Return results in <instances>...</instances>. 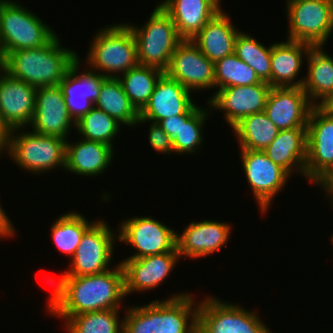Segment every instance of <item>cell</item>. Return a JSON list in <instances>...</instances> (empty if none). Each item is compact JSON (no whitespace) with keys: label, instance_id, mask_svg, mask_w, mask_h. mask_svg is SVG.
I'll use <instances>...</instances> for the list:
<instances>
[{"label":"cell","instance_id":"1","mask_svg":"<svg viewBox=\"0 0 333 333\" xmlns=\"http://www.w3.org/2000/svg\"><path fill=\"white\" fill-rule=\"evenodd\" d=\"M55 285L47 302L49 316L60 317L65 322L74 315L107 309H121L126 297L124 270L121 262L100 274L84 276L49 277Z\"/></svg>","mask_w":333,"mask_h":333},{"label":"cell","instance_id":"2","mask_svg":"<svg viewBox=\"0 0 333 333\" xmlns=\"http://www.w3.org/2000/svg\"><path fill=\"white\" fill-rule=\"evenodd\" d=\"M179 292L164 300L130 306L123 316V333H197L198 301Z\"/></svg>","mask_w":333,"mask_h":333},{"label":"cell","instance_id":"3","mask_svg":"<svg viewBox=\"0 0 333 333\" xmlns=\"http://www.w3.org/2000/svg\"><path fill=\"white\" fill-rule=\"evenodd\" d=\"M60 40L56 35L43 47L7 53L0 60V67L36 88L59 85L79 57L75 50L62 47Z\"/></svg>","mask_w":333,"mask_h":333},{"label":"cell","instance_id":"4","mask_svg":"<svg viewBox=\"0 0 333 333\" xmlns=\"http://www.w3.org/2000/svg\"><path fill=\"white\" fill-rule=\"evenodd\" d=\"M93 38L85 57L87 68L106 78H118L138 65L136 41L126 23L106 25Z\"/></svg>","mask_w":333,"mask_h":333},{"label":"cell","instance_id":"5","mask_svg":"<svg viewBox=\"0 0 333 333\" xmlns=\"http://www.w3.org/2000/svg\"><path fill=\"white\" fill-rule=\"evenodd\" d=\"M49 26L17 0H0V60L12 51L48 44L57 35Z\"/></svg>","mask_w":333,"mask_h":333},{"label":"cell","instance_id":"6","mask_svg":"<svg viewBox=\"0 0 333 333\" xmlns=\"http://www.w3.org/2000/svg\"><path fill=\"white\" fill-rule=\"evenodd\" d=\"M126 24L136 41L138 64L165 72L172 54L182 40L170 15L158 3L144 25L137 27L132 23Z\"/></svg>","mask_w":333,"mask_h":333},{"label":"cell","instance_id":"7","mask_svg":"<svg viewBox=\"0 0 333 333\" xmlns=\"http://www.w3.org/2000/svg\"><path fill=\"white\" fill-rule=\"evenodd\" d=\"M23 130L12 129L10 135L9 157L17 166L35 175L60 167L65 169L66 139Z\"/></svg>","mask_w":333,"mask_h":333},{"label":"cell","instance_id":"8","mask_svg":"<svg viewBox=\"0 0 333 333\" xmlns=\"http://www.w3.org/2000/svg\"><path fill=\"white\" fill-rule=\"evenodd\" d=\"M259 317L238 303L206 295L198 305L197 333H273Z\"/></svg>","mask_w":333,"mask_h":333},{"label":"cell","instance_id":"9","mask_svg":"<svg viewBox=\"0 0 333 333\" xmlns=\"http://www.w3.org/2000/svg\"><path fill=\"white\" fill-rule=\"evenodd\" d=\"M288 40L325 46L333 32V0H286Z\"/></svg>","mask_w":333,"mask_h":333},{"label":"cell","instance_id":"10","mask_svg":"<svg viewBox=\"0 0 333 333\" xmlns=\"http://www.w3.org/2000/svg\"><path fill=\"white\" fill-rule=\"evenodd\" d=\"M118 240L136 252L124 259H137L167 252H178L177 232L151 216L122 220L118 226Z\"/></svg>","mask_w":333,"mask_h":333},{"label":"cell","instance_id":"11","mask_svg":"<svg viewBox=\"0 0 333 333\" xmlns=\"http://www.w3.org/2000/svg\"><path fill=\"white\" fill-rule=\"evenodd\" d=\"M105 220H97L83 235L70 265L60 276L100 274L110 269L118 233ZM113 230V231H112ZM114 232V233H113Z\"/></svg>","mask_w":333,"mask_h":333},{"label":"cell","instance_id":"12","mask_svg":"<svg viewBox=\"0 0 333 333\" xmlns=\"http://www.w3.org/2000/svg\"><path fill=\"white\" fill-rule=\"evenodd\" d=\"M242 169L260 213L268 212L274 197L281 192L291 175L273 163L264 151L240 150Z\"/></svg>","mask_w":333,"mask_h":333},{"label":"cell","instance_id":"13","mask_svg":"<svg viewBox=\"0 0 333 333\" xmlns=\"http://www.w3.org/2000/svg\"><path fill=\"white\" fill-rule=\"evenodd\" d=\"M333 163V112L314 106L307 122L305 178L315 182Z\"/></svg>","mask_w":333,"mask_h":333},{"label":"cell","instance_id":"14","mask_svg":"<svg viewBox=\"0 0 333 333\" xmlns=\"http://www.w3.org/2000/svg\"><path fill=\"white\" fill-rule=\"evenodd\" d=\"M164 73L192 93L215 88L214 63L190 39L178 43Z\"/></svg>","mask_w":333,"mask_h":333},{"label":"cell","instance_id":"15","mask_svg":"<svg viewBox=\"0 0 333 333\" xmlns=\"http://www.w3.org/2000/svg\"><path fill=\"white\" fill-rule=\"evenodd\" d=\"M271 88L264 81L254 85L224 87L209 97L207 105L211 111L221 110L223 118L232 128L242 118L264 112Z\"/></svg>","mask_w":333,"mask_h":333},{"label":"cell","instance_id":"16","mask_svg":"<svg viewBox=\"0 0 333 333\" xmlns=\"http://www.w3.org/2000/svg\"><path fill=\"white\" fill-rule=\"evenodd\" d=\"M191 94L193 93L177 80L164 73L158 80L149 102L140 111L137 126L146 122L158 123L160 120L184 113H194L199 106L195 104Z\"/></svg>","mask_w":333,"mask_h":333},{"label":"cell","instance_id":"17","mask_svg":"<svg viewBox=\"0 0 333 333\" xmlns=\"http://www.w3.org/2000/svg\"><path fill=\"white\" fill-rule=\"evenodd\" d=\"M81 58L70 66L63 80L59 83L70 118L77 123L87 114L97 101L106 77L84 68L80 70ZM81 72V73H80Z\"/></svg>","mask_w":333,"mask_h":333},{"label":"cell","instance_id":"18","mask_svg":"<svg viewBox=\"0 0 333 333\" xmlns=\"http://www.w3.org/2000/svg\"><path fill=\"white\" fill-rule=\"evenodd\" d=\"M37 88L13 78L0 67V119L12 130L29 126Z\"/></svg>","mask_w":333,"mask_h":333},{"label":"cell","instance_id":"19","mask_svg":"<svg viewBox=\"0 0 333 333\" xmlns=\"http://www.w3.org/2000/svg\"><path fill=\"white\" fill-rule=\"evenodd\" d=\"M313 107L302 87H272L264 112L279 130L307 128Z\"/></svg>","mask_w":333,"mask_h":333},{"label":"cell","instance_id":"20","mask_svg":"<svg viewBox=\"0 0 333 333\" xmlns=\"http://www.w3.org/2000/svg\"><path fill=\"white\" fill-rule=\"evenodd\" d=\"M180 260L178 252H167L137 259H123L125 295L160 287Z\"/></svg>","mask_w":333,"mask_h":333},{"label":"cell","instance_id":"21","mask_svg":"<svg viewBox=\"0 0 333 333\" xmlns=\"http://www.w3.org/2000/svg\"><path fill=\"white\" fill-rule=\"evenodd\" d=\"M29 126L35 133L67 140L71 128L75 129V123L68 114L59 85L37 88L35 111Z\"/></svg>","mask_w":333,"mask_h":333},{"label":"cell","instance_id":"22","mask_svg":"<svg viewBox=\"0 0 333 333\" xmlns=\"http://www.w3.org/2000/svg\"><path fill=\"white\" fill-rule=\"evenodd\" d=\"M233 227L230 223L214 220L191 222L183 232L177 233V250L180 258L194 260L210 256L226 245Z\"/></svg>","mask_w":333,"mask_h":333},{"label":"cell","instance_id":"23","mask_svg":"<svg viewBox=\"0 0 333 333\" xmlns=\"http://www.w3.org/2000/svg\"><path fill=\"white\" fill-rule=\"evenodd\" d=\"M113 154L114 148L102 142L83 138L72 142L67 139L64 171L85 177L98 176L111 165Z\"/></svg>","mask_w":333,"mask_h":333},{"label":"cell","instance_id":"24","mask_svg":"<svg viewBox=\"0 0 333 333\" xmlns=\"http://www.w3.org/2000/svg\"><path fill=\"white\" fill-rule=\"evenodd\" d=\"M311 45L293 40L272 44L271 87H302L304 77L298 79L302 70L303 57L307 58Z\"/></svg>","mask_w":333,"mask_h":333},{"label":"cell","instance_id":"25","mask_svg":"<svg viewBox=\"0 0 333 333\" xmlns=\"http://www.w3.org/2000/svg\"><path fill=\"white\" fill-rule=\"evenodd\" d=\"M181 39L192 40L222 8L213 0H162Z\"/></svg>","mask_w":333,"mask_h":333},{"label":"cell","instance_id":"26","mask_svg":"<svg viewBox=\"0 0 333 333\" xmlns=\"http://www.w3.org/2000/svg\"><path fill=\"white\" fill-rule=\"evenodd\" d=\"M240 30L222 9L192 39L211 62L234 54L235 40Z\"/></svg>","mask_w":333,"mask_h":333},{"label":"cell","instance_id":"27","mask_svg":"<svg viewBox=\"0 0 333 333\" xmlns=\"http://www.w3.org/2000/svg\"><path fill=\"white\" fill-rule=\"evenodd\" d=\"M306 60L302 89L314 106H327L333 100V56L324 46H311Z\"/></svg>","mask_w":333,"mask_h":333},{"label":"cell","instance_id":"28","mask_svg":"<svg viewBox=\"0 0 333 333\" xmlns=\"http://www.w3.org/2000/svg\"><path fill=\"white\" fill-rule=\"evenodd\" d=\"M264 152L273 163L285 169L291 176L297 172L305 178L307 128L280 130Z\"/></svg>","mask_w":333,"mask_h":333},{"label":"cell","instance_id":"29","mask_svg":"<svg viewBox=\"0 0 333 333\" xmlns=\"http://www.w3.org/2000/svg\"><path fill=\"white\" fill-rule=\"evenodd\" d=\"M94 107L128 127H136L140 118V112L131 103L118 78H106L102 82Z\"/></svg>","mask_w":333,"mask_h":333},{"label":"cell","instance_id":"30","mask_svg":"<svg viewBox=\"0 0 333 333\" xmlns=\"http://www.w3.org/2000/svg\"><path fill=\"white\" fill-rule=\"evenodd\" d=\"M231 129L240 150L264 151L280 132L265 112L246 116Z\"/></svg>","mask_w":333,"mask_h":333},{"label":"cell","instance_id":"31","mask_svg":"<svg viewBox=\"0 0 333 333\" xmlns=\"http://www.w3.org/2000/svg\"><path fill=\"white\" fill-rule=\"evenodd\" d=\"M85 218L78 211L62 214L51 225V237L57 249L70 259L74 256L84 233L97 221Z\"/></svg>","mask_w":333,"mask_h":333},{"label":"cell","instance_id":"32","mask_svg":"<svg viewBox=\"0 0 333 333\" xmlns=\"http://www.w3.org/2000/svg\"><path fill=\"white\" fill-rule=\"evenodd\" d=\"M163 74L164 72L159 69L138 64L121 74L118 79L131 103L140 112L149 102L150 96Z\"/></svg>","mask_w":333,"mask_h":333},{"label":"cell","instance_id":"33","mask_svg":"<svg viewBox=\"0 0 333 333\" xmlns=\"http://www.w3.org/2000/svg\"><path fill=\"white\" fill-rule=\"evenodd\" d=\"M271 49L249 33L240 31L235 40L234 54L249 65L261 81H271Z\"/></svg>","mask_w":333,"mask_h":333},{"label":"cell","instance_id":"34","mask_svg":"<svg viewBox=\"0 0 333 333\" xmlns=\"http://www.w3.org/2000/svg\"><path fill=\"white\" fill-rule=\"evenodd\" d=\"M120 309H107L74 315L65 322L67 333H123ZM121 321V322H120Z\"/></svg>","mask_w":333,"mask_h":333},{"label":"cell","instance_id":"35","mask_svg":"<svg viewBox=\"0 0 333 333\" xmlns=\"http://www.w3.org/2000/svg\"><path fill=\"white\" fill-rule=\"evenodd\" d=\"M120 128L119 122L95 107L75 123V130L83 139L102 142L112 148V141L120 132Z\"/></svg>","mask_w":333,"mask_h":333},{"label":"cell","instance_id":"36","mask_svg":"<svg viewBox=\"0 0 333 333\" xmlns=\"http://www.w3.org/2000/svg\"><path fill=\"white\" fill-rule=\"evenodd\" d=\"M215 89L261 83L256 72L235 54L214 63Z\"/></svg>","mask_w":333,"mask_h":333},{"label":"cell","instance_id":"37","mask_svg":"<svg viewBox=\"0 0 333 333\" xmlns=\"http://www.w3.org/2000/svg\"><path fill=\"white\" fill-rule=\"evenodd\" d=\"M211 110L199 107L187 120H180V128L176 140L173 142L174 153L180 155L195 154L202 147L203 127ZM206 120V121H205Z\"/></svg>","mask_w":333,"mask_h":333},{"label":"cell","instance_id":"38","mask_svg":"<svg viewBox=\"0 0 333 333\" xmlns=\"http://www.w3.org/2000/svg\"><path fill=\"white\" fill-rule=\"evenodd\" d=\"M148 140L149 145L153 150L158 151L163 154L174 153V147L172 141L169 139L168 135L163 131L158 123L151 122L149 126Z\"/></svg>","mask_w":333,"mask_h":333},{"label":"cell","instance_id":"39","mask_svg":"<svg viewBox=\"0 0 333 333\" xmlns=\"http://www.w3.org/2000/svg\"><path fill=\"white\" fill-rule=\"evenodd\" d=\"M193 113H184L174 117H169L160 120L158 124L161 126L163 131L168 135L172 143L176 140L177 133L180 128V120H187Z\"/></svg>","mask_w":333,"mask_h":333},{"label":"cell","instance_id":"40","mask_svg":"<svg viewBox=\"0 0 333 333\" xmlns=\"http://www.w3.org/2000/svg\"><path fill=\"white\" fill-rule=\"evenodd\" d=\"M314 183L313 185L317 187L321 186L322 191H325L326 199L329 197L333 206V163Z\"/></svg>","mask_w":333,"mask_h":333},{"label":"cell","instance_id":"41","mask_svg":"<svg viewBox=\"0 0 333 333\" xmlns=\"http://www.w3.org/2000/svg\"><path fill=\"white\" fill-rule=\"evenodd\" d=\"M16 236V229L7 215L6 211L0 204V239L1 238H13Z\"/></svg>","mask_w":333,"mask_h":333},{"label":"cell","instance_id":"42","mask_svg":"<svg viewBox=\"0 0 333 333\" xmlns=\"http://www.w3.org/2000/svg\"><path fill=\"white\" fill-rule=\"evenodd\" d=\"M11 129L0 119V156L2 153L10 154Z\"/></svg>","mask_w":333,"mask_h":333},{"label":"cell","instance_id":"43","mask_svg":"<svg viewBox=\"0 0 333 333\" xmlns=\"http://www.w3.org/2000/svg\"><path fill=\"white\" fill-rule=\"evenodd\" d=\"M327 107L333 112V105H327Z\"/></svg>","mask_w":333,"mask_h":333},{"label":"cell","instance_id":"44","mask_svg":"<svg viewBox=\"0 0 333 333\" xmlns=\"http://www.w3.org/2000/svg\"><path fill=\"white\" fill-rule=\"evenodd\" d=\"M331 242H332V246H333V235H332V237H331V240H330Z\"/></svg>","mask_w":333,"mask_h":333}]
</instances>
